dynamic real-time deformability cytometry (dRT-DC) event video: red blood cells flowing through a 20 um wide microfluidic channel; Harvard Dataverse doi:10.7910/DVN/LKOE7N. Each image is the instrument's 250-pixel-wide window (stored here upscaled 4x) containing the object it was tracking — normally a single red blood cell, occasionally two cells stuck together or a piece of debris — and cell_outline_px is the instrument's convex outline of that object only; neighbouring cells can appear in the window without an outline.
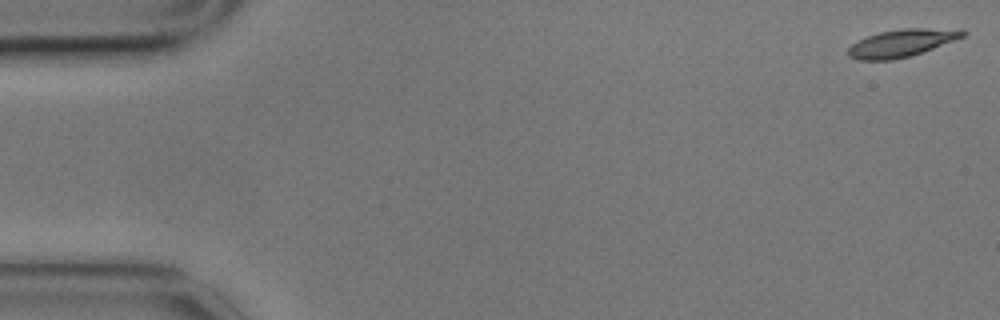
{"species": "common noctule bat (a hibernating species)", "species_latin": "Nyctalus noctula", "temperature_condition": "cold", "stored_images_in_passage": 15, "camera_frame_rate_fps": 3000, "um_per_image_px": 0.085, "animal": {"sex": "male", "body_mass_g": 17.9}, "frame": {"image": 1, "passage_image": 1, "time_ms": 0.0, "image_size_px": [1000, 320], "cell_outline_px": [[968, 32], [964, 36], [912, 56], [892, 60], [856, 60], [848, 56], [848, 48], [852, 44], [868, 36], [880, 32], [904, 28], [964, 28]], "centroid_in_image_um": [76.69, 3.65], "position_along_channel_um": 8.3, "area_um2": 18.5}}
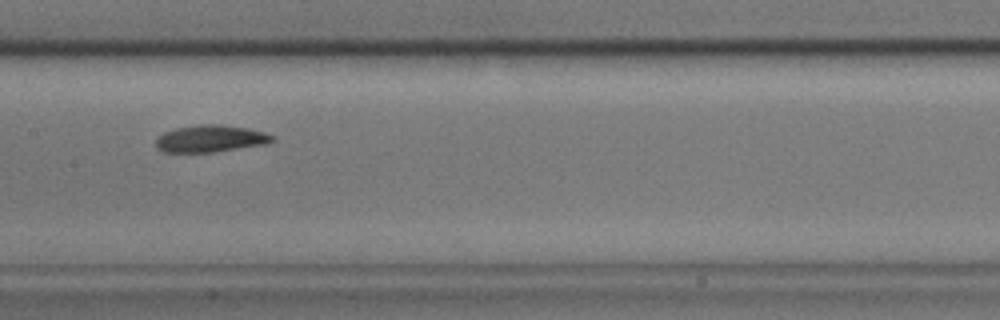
{"frame": {"image": 2, "passage_image": 8, "time_ms": 2.333, "image_size_px": [1000, 320], "cell_outline_px": [[276, 140], [268, 144], [212, 152], [164, 152], [156, 148], [156, 140], [164, 132], [176, 128], [200, 124], [220, 124], [248, 128], [264, 132], [276, 136]], "centroid_in_image_um": [17.95, 11.78], "position_along_channel_um": 189.5, "area_um2": 18.44}}
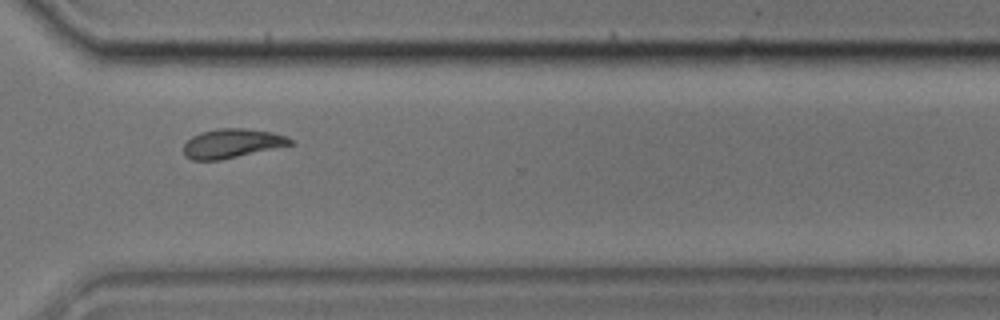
{"frame": {"image": 3, "passage_image": 12, "time_ms": 3.667, "image_size_px": [1000, 320], "cell_outline_px": [[296, 144], [220, 160], [192, 160], [184, 156], [184, 144], [192, 136], [200, 132], [220, 128], [244, 128], [272, 132], [284, 136], [292, 140]], "centroid_in_image_um": [19.72, 12.19], "position_along_channel_um": 350.9, "area_um2": 18.15}}